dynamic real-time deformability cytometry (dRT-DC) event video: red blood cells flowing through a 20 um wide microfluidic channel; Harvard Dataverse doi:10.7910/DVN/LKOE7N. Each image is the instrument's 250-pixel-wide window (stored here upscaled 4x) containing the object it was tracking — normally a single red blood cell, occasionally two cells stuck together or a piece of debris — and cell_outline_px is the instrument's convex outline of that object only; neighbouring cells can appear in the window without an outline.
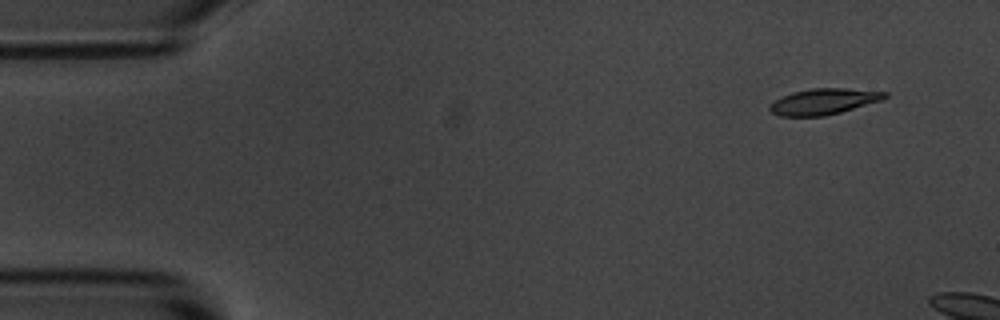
{"species": "common noctule bat (a hibernating species)", "species_latin": "Nyctalus noctula", "temperature_condition": "room temperature", "stored_images_in_passage": 3, "camera_frame_rate_fps": 3000, "um_per_image_px": 0.085, "animal": {"sex": "male", "body_mass_g": 20.1, "forearm_length_mm": 53.5}, "frame": {"image": 1, "passage_image": 1, "time_ms": 0.0, "image_size_px": [1000, 320], "cell_outline_px": [[888, 96], [884, 100], [840, 112], [824, 116], [780, 116], [772, 112], [768, 108], [776, 100], [792, 92], [812, 88], [844, 88], [888, 92]], "centroid_in_image_um": [70.07, 8.62], "position_along_channel_um": 14.9, "area_um2": 17.28}}